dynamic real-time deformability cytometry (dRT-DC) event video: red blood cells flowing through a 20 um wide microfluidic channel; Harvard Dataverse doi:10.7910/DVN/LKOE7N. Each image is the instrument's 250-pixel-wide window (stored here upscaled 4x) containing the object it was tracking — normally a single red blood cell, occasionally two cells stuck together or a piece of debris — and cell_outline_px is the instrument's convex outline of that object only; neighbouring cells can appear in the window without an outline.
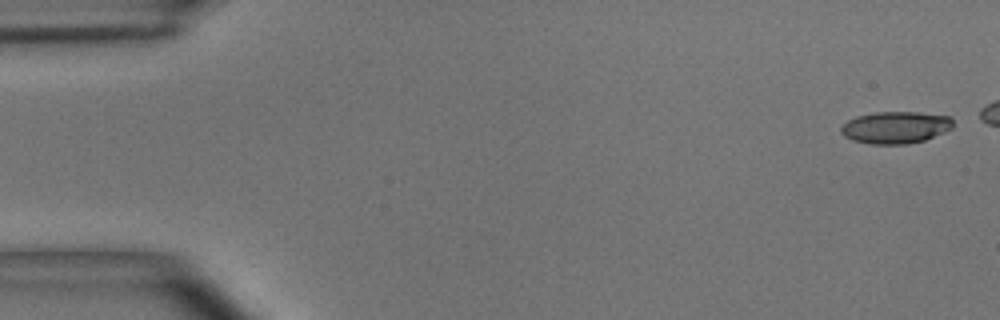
{"species": "common noctule bat (a hibernating species)", "species_latin": "Nyctalus noctula", "temperature_condition": "room temperature", "stored_images_in_passage": 46, "camera_frame_rate_fps": 3000, "um_per_image_px": 0.085, "animal": {"sex": "male", "body_mass_g": 15.6}, "frame": {"image": 1, "passage_image": 1, "time_ms": 0.0, "image_size_px": [1000, 320], "cell_outline_px": [[952, 128], [944, 132], [924, 140], [908, 144], [868, 144], [852, 140], [844, 136], [840, 132], [840, 128], [848, 120], [856, 116], [876, 112], [916, 112], [952, 116]], "centroid_in_image_um": [76.11, 10.83], "position_along_channel_um": 8.9, "area_um2": 20.98}}
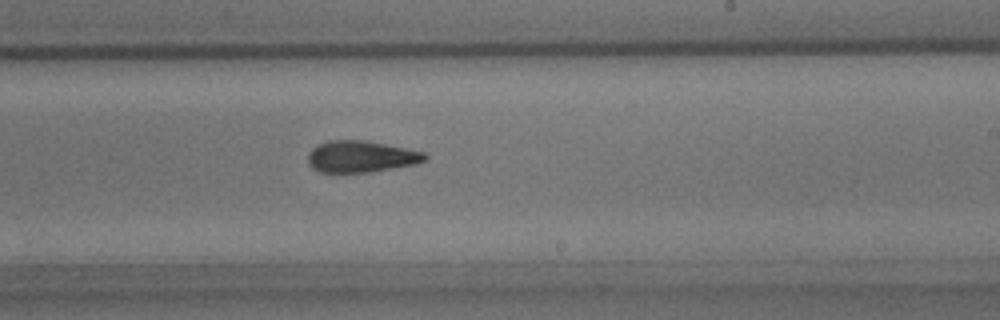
{"frame": {"image": 2, "passage_image": 32, "time_ms": 10.333, "image_size_px": [1000, 320], "cell_outline_px": [[428, 160], [416, 164], [368, 172], [320, 172], [312, 168], [308, 164], [308, 152], [316, 144], [328, 140], [364, 140], [424, 152], [428, 156]], "centroid_in_image_um": [30.66, 13.3], "position_along_channel_um": 258.3, "area_um2": 21.56}}
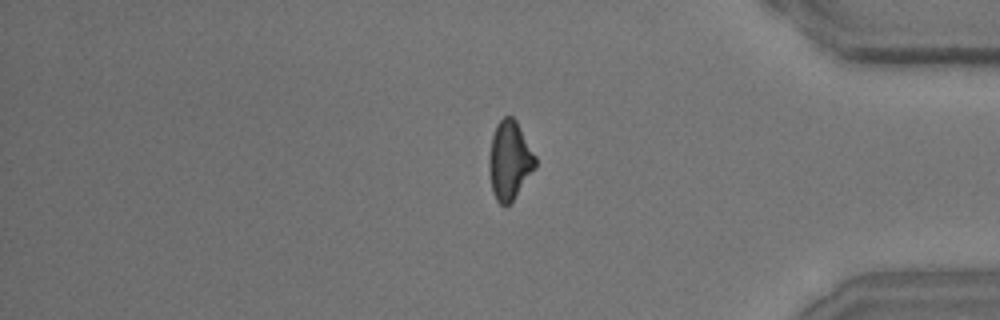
{"frame": {"image": 3, "passage_image": 45, "time_ms": 14.667, "image_size_px": [1000, 320], "cell_outline_px": [[536, 168], [512, 200], [504, 208], [496, 200], [492, 192], [488, 168], [488, 156], [492, 136], [496, 124], [504, 116], [512, 116], [516, 120], [536, 156]], "centroid_in_image_um": [43.3, 13.63], "position_along_channel_um": 391.9, "area_um2": 21.39}}